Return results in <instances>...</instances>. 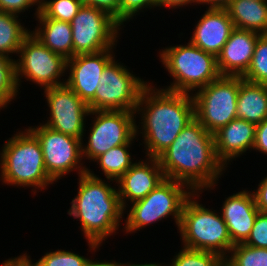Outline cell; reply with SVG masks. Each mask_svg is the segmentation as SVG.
Masks as SVG:
<instances>
[{"label": "cell", "mask_w": 267, "mask_h": 266, "mask_svg": "<svg viewBox=\"0 0 267 266\" xmlns=\"http://www.w3.org/2000/svg\"><path fill=\"white\" fill-rule=\"evenodd\" d=\"M165 178L186 184L193 192L213 189L225 170L214 135L194 118L158 157Z\"/></svg>", "instance_id": "1"}, {"label": "cell", "mask_w": 267, "mask_h": 266, "mask_svg": "<svg viewBox=\"0 0 267 266\" xmlns=\"http://www.w3.org/2000/svg\"><path fill=\"white\" fill-rule=\"evenodd\" d=\"M190 94L156 89L149 84L142 90L135 114L142 117L140 134L146 156L158 158L195 118L194 100Z\"/></svg>", "instance_id": "2"}, {"label": "cell", "mask_w": 267, "mask_h": 266, "mask_svg": "<svg viewBox=\"0 0 267 266\" xmlns=\"http://www.w3.org/2000/svg\"><path fill=\"white\" fill-rule=\"evenodd\" d=\"M78 177V194L71 201L68 214L79 219L90 250L96 251L103 240L116 233L124 209L117 189L90 169Z\"/></svg>", "instance_id": "3"}, {"label": "cell", "mask_w": 267, "mask_h": 266, "mask_svg": "<svg viewBox=\"0 0 267 266\" xmlns=\"http://www.w3.org/2000/svg\"><path fill=\"white\" fill-rule=\"evenodd\" d=\"M2 147L0 178L7 185L44 189L53 180L48 176L42 148L37 137L27 128L16 132Z\"/></svg>", "instance_id": "4"}, {"label": "cell", "mask_w": 267, "mask_h": 266, "mask_svg": "<svg viewBox=\"0 0 267 266\" xmlns=\"http://www.w3.org/2000/svg\"><path fill=\"white\" fill-rule=\"evenodd\" d=\"M199 194L201 192H193L182 208L178 230L182 237L180 239L184 244L183 247L214 252L225 259L234 246L227 225L222 216L215 213V210L205 208L196 201Z\"/></svg>", "instance_id": "5"}, {"label": "cell", "mask_w": 267, "mask_h": 266, "mask_svg": "<svg viewBox=\"0 0 267 266\" xmlns=\"http://www.w3.org/2000/svg\"><path fill=\"white\" fill-rule=\"evenodd\" d=\"M160 59L173 78L165 90L188 93L198 90L221 76L217 57L207 53L190 41L187 45L170 46L162 50Z\"/></svg>", "instance_id": "6"}, {"label": "cell", "mask_w": 267, "mask_h": 266, "mask_svg": "<svg viewBox=\"0 0 267 266\" xmlns=\"http://www.w3.org/2000/svg\"><path fill=\"white\" fill-rule=\"evenodd\" d=\"M192 193L186 184L165 178L145 198L131 203L123 228L135 233L169 215L179 228L183 205Z\"/></svg>", "instance_id": "7"}, {"label": "cell", "mask_w": 267, "mask_h": 266, "mask_svg": "<svg viewBox=\"0 0 267 266\" xmlns=\"http://www.w3.org/2000/svg\"><path fill=\"white\" fill-rule=\"evenodd\" d=\"M239 76H220L192 94L194 116L211 134L237 118Z\"/></svg>", "instance_id": "8"}, {"label": "cell", "mask_w": 267, "mask_h": 266, "mask_svg": "<svg viewBox=\"0 0 267 266\" xmlns=\"http://www.w3.org/2000/svg\"><path fill=\"white\" fill-rule=\"evenodd\" d=\"M117 62L113 58L104 68L95 95L87 103L90 111L135 112L142 90L148 84Z\"/></svg>", "instance_id": "9"}, {"label": "cell", "mask_w": 267, "mask_h": 266, "mask_svg": "<svg viewBox=\"0 0 267 266\" xmlns=\"http://www.w3.org/2000/svg\"><path fill=\"white\" fill-rule=\"evenodd\" d=\"M18 54L19 59L15 60L18 88L22 77L42 86L43 90L65 85V80L61 81L60 78L68 72L67 60L52 52L32 33L23 40Z\"/></svg>", "instance_id": "10"}, {"label": "cell", "mask_w": 267, "mask_h": 266, "mask_svg": "<svg viewBox=\"0 0 267 266\" xmlns=\"http://www.w3.org/2000/svg\"><path fill=\"white\" fill-rule=\"evenodd\" d=\"M73 56L115 48L121 24L108 12L82 5L70 22Z\"/></svg>", "instance_id": "11"}, {"label": "cell", "mask_w": 267, "mask_h": 266, "mask_svg": "<svg viewBox=\"0 0 267 266\" xmlns=\"http://www.w3.org/2000/svg\"><path fill=\"white\" fill-rule=\"evenodd\" d=\"M88 115H95L93 126L90 130L88 143H82V157L95 160L109 149L132 143L138 132L134 118L135 112L131 111H89ZM135 115V116H134Z\"/></svg>", "instance_id": "12"}, {"label": "cell", "mask_w": 267, "mask_h": 266, "mask_svg": "<svg viewBox=\"0 0 267 266\" xmlns=\"http://www.w3.org/2000/svg\"><path fill=\"white\" fill-rule=\"evenodd\" d=\"M28 129L39 140L47 174L54 182L74 169L78 170V176L88 171L80 163L83 159L81 139L60 133L44 124Z\"/></svg>", "instance_id": "13"}, {"label": "cell", "mask_w": 267, "mask_h": 266, "mask_svg": "<svg viewBox=\"0 0 267 266\" xmlns=\"http://www.w3.org/2000/svg\"><path fill=\"white\" fill-rule=\"evenodd\" d=\"M44 90L50 109V117L44 125L83 142L84 122L90 111L88 104L66 85Z\"/></svg>", "instance_id": "14"}, {"label": "cell", "mask_w": 267, "mask_h": 266, "mask_svg": "<svg viewBox=\"0 0 267 266\" xmlns=\"http://www.w3.org/2000/svg\"><path fill=\"white\" fill-rule=\"evenodd\" d=\"M112 49L78 54L67 60L66 69L69 70V76L65 85L86 103L94 97L104 68L115 57Z\"/></svg>", "instance_id": "15"}, {"label": "cell", "mask_w": 267, "mask_h": 266, "mask_svg": "<svg viewBox=\"0 0 267 266\" xmlns=\"http://www.w3.org/2000/svg\"><path fill=\"white\" fill-rule=\"evenodd\" d=\"M147 160L145 162L143 160L135 162L116 181V183H118L117 192L120 203L124 210H126L127 207V199L130 203H133L145 198L165 179L158 158L148 157Z\"/></svg>", "instance_id": "16"}, {"label": "cell", "mask_w": 267, "mask_h": 266, "mask_svg": "<svg viewBox=\"0 0 267 266\" xmlns=\"http://www.w3.org/2000/svg\"><path fill=\"white\" fill-rule=\"evenodd\" d=\"M254 31L234 28L221 53L217 66L221 76L242 77L250 66L258 37Z\"/></svg>", "instance_id": "17"}, {"label": "cell", "mask_w": 267, "mask_h": 266, "mask_svg": "<svg viewBox=\"0 0 267 266\" xmlns=\"http://www.w3.org/2000/svg\"><path fill=\"white\" fill-rule=\"evenodd\" d=\"M221 210L220 215L227 225L233 245L244 243L260 212L253 193L243 190L229 196L224 201Z\"/></svg>", "instance_id": "18"}, {"label": "cell", "mask_w": 267, "mask_h": 266, "mask_svg": "<svg viewBox=\"0 0 267 266\" xmlns=\"http://www.w3.org/2000/svg\"><path fill=\"white\" fill-rule=\"evenodd\" d=\"M197 22L190 42L217 57L234 29L227 10L208 8Z\"/></svg>", "instance_id": "19"}, {"label": "cell", "mask_w": 267, "mask_h": 266, "mask_svg": "<svg viewBox=\"0 0 267 266\" xmlns=\"http://www.w3.org/2000/svg\"><path fill=\"white\" fill-rule=\"evenodd\" d=\"M255 133V124L236 118L213 134L216 155L225 167L230 160L253 149Z\"/></svg>", "instance_id": "20"}, {"label": "cell", "mask_w": 267, "mask_h": 266, "mask_svg": "<svg viewBox=\"0 0 267 266\" xmlns=\"http://www.w3.org/2000/svg\"><path fill=\"white\" fill-rule=\"evenodd\" d=\"M41 24L31 33L52 52L66 60L73 57L72 28L69 22L47 18L41 11L36 16Z\"/></svg>", "instance_id": "21"}, {"label": "cell", "mask_w": 267, "mask_h": 266, "mask_svg": "<svg viewBox=\"0 0 267 266\" xmlns=\"http://www.w3.org/2000/svg\"><path fill=\"white\" fill-rule=\"evenodd\" d=\"M237 118L255 125L267 118V84L253 83L239 76Z\"/></svg>", "instance_id": "22"}, {"label": "cell", "mask_w": 267, "mask_h": 266, "mask_svg": "<svg viewBox=\"0 0 267 266\" xmlns=\"http://www.w3.org/2000/svg\"><path fill=\"white\" fill-rule=\"evenodd\" d=\"M225 9L234 28L267 34V0H232Z\"/></svg>", "instance_id": "23"}, {"label": "cell", "mask_w": 267, "mask_h": 266, "mask_svg": "<svg viewBox=\"0 0 267 266\" xmlns=\"http://www.w3.org/2000/svg\"><path fill=\"white\" fill-rule=\"evenodd\" d=\"M19 15L0 11V54H18L23 40L31 33L23 27ZM10 53V54H9Z\"/></svg>", "instance_id": "24"}, {"label": "cell", "mask_w": 267, "mask_h": 266, "mask_svg": "<svg viewBox=\"0 0 267 266\" xmlns=\"http://www.w3.org/2000/svg\"><path fill=\"white\" fill-rule=\"evenodd\" d=\"M131 144L111 148L94 160L110 182H116L134 164L128 150Z\"/></svg>", "instance_id": "25"}, {"label": "cell", "mask_w": 267, "mask_h": 266, "mask_svg": "<svg viewBox=\"0 0 267 266\" xmlns=\"http://www.w3.org/2000/svg\"><path fill=\"white\" fill-rule=\"evenodd\" d=\"M229 254L231 256L224 259V266H267L266 248H256L242 243L234 245Z\"/></svg>", "instance_id": "26"}, {"label": "cell", "mask_w": 267, "mask_h": 266, "mask_svg": "<svg viewBox=\"0 0 267 266\" xmlns=\"http://www.w3.org/2000/svg\"><path fill=\"white\" fill-rule=\"evenodd\" d=\"M11 57L0 54V109L7 107L18 94L15 59Z\"/></svg>", "instance_id": "27"}, {"label": "cell", "mask_w": 267, "mask_h": 266, "mask_svg": "<svg viewBox=\"0 0 267 266\" xmlns=\"http://www.w3.org/2000/svg\"><path fill=\"white\" fill-rule=\"evenodd\" d=\"M242 78L253 83L267 84V34L258 37L250 66Z\"/></svg>", "instance_id": "28"}, {"label": "cell", "mask_w": 267, "mask_h": 266, "mask_svg": "<svg viewBox=\"0 0 267 266\" xmlns=\"http://www.w3.org/2000/svg\"><path fill=\"white\" fill-rule=\"evenodd\" d=\"M161 266H224V259L214 252L183 247L172 259V264Z\"/></svg>", "instance_id": "29"}, {"label": "cell", "mask_w": 267, "mask_h": 266, "mask_svg": "<svg viewBox=\"0 0 267 266\" xmlns=\"http://www.w3.org/2000/svg\"><path fill=\"white\" fill-rule=\"evenodd\" d=\"M81 6V0H40V11L47 18L69 23Z\"/></svg>", "instance_id": "30"}, {"label": "cell", "mask_w": 267, "mask_h": 266, "mask_svg": "<svg viewBox=\"0 0 267 266\" xmlns=\"http://www.w3.org/2000/svg\"><path fill=\"white\" fill-rule=\"evenodd\" d=\"M88 258L74 252L59 250L47 252L36 263V266H83Z\"/></svg>", "instance_id": "31"}, {"label": "cell", "mask_w": 267, "mask_h": 266, "mask_svg": "<svg viewBox=\"0 0 267 266\" xmlns=\"http://www.w3.org/2000/svg\"><path fill=\"white\" fill-rule=\"evenodd\" d=\"M157 7V0H119V23L130 21L144 8Z\"/></svg>", "instance_id": "32"}, {"label": "cell", "mask_w": 267, "mask_h": 266, "mask_svg": "<svg viewBox=\"0 0 267 266\" xmlns=\"http://www.w3.org/2000/svg\"><path fill=\"white\" fill-rule=\"evenodd\" d=\"M244 244L267 249V213L259 212Z\"/></svg>", "instance_id": "33"}, {"label": "cell", "mask_w": 267, "mask_h": 266, "mask_svg": "<svg viewBox=\"0 0 267 266\" xmlns=\"http://www.w3.org/2000/svg\"><path fill=\"white\" fill-rule=\"evenodd\" d=\"M37 5L35 16L40 11V0H0V11L19 15L31 6Z\"/></svg>", "instance_id": "34"}, {"label": "cell", "mask_w": 267, "mask_h": 266, "mask_svg": "<svg viewBox=\"0 0 267 266\" xmlns=\"http://www.w3.org/2000/svg\"><path fill=\"white\" fill-rule=\"evenodd\" d=\"M82 5L102 9L119 22V0H81Z\"/></svg>", "instance_id": "35"}, {"label": "cell", "mask_w": 267, "mask_h": 266, "mask_svg": "<svg viewBox=\"0 0 267 266\" xmlns=\"http://www.w3.org/2000/svg\"><path fill=\"white\" fill-rule=\"evenodd\" d=\"M253 149L267 154V118L256 125Z\"/></svg>", "instance_id": "36"}, {"label": "cell", "mask_w": 267, "mask_h": 266, "mask_svg": "<svg viewBox=\"0 0 267 266\" xmlns=\"http://www.w3.org/2000/svg\"><path fill=\"white\" fill-rule=\"evenodd\" d=\"M256 191H252L256 206L262 213H267V176L258 184Z\"/></svg>", "instance_id": "37"}, {"label": "cell", "mask_w": 267, "mask_h": 266, "mask_svg": "<svg viewBox=\"0 0 267 266\" xmlns=\"http://www.w3.org/2000/svg\"><path fill=\"white\" fill-rule=\"evenodd\" d=\"M27 253L5 260L1 266H36Z\"/></svg>", "instance_id": "38"}, {"label": "cell", "mask_w": 267, "mask_h": 266, "mask_svg": "<svg viewBox=\"0 0 267 266\" xmlns=\"http://www.w3.org/2000/svg\"><path fill=\"white\" fill-rule=\"evenodd\" d=\"M199 4V0H157V7L179 8L187 4Z\"/></svg>", "instance_id": "39"}, {"label": "cell", "mask_w": 267, "mask_h": 266, "mask_svg": "<svg viewBox=\"0 0 267 266\" xmlns=\"http://www.w3.org/2000/svg\"><path fill=\"white\" fill-rule=\"evenodd\" d=\"M232 0H199V4H208V8L225 9Z\"/></svg>", "instance_id": "40"}, {"label": "cell", "mask_w": 267, "mask_h": 266, "mask_svg": "<svg viewBox=\"0 0 267 266\" xmlns=\"http://www.w3.org/2000/svg\"><path fill=\"white\" fill-rule=\"evenodd\" d=\"M161 265L162 264H159V263L156 264L155 262L154 263H144V264H139V263L138 264H135V263L134 264H132V263L131 264L130 263L125 264V263H117L116 261L115 262L110 261V264H109V266H161Z\"/></svg>", "instance_id": "41"}, {"label": "cell", "mask_w": 267, "mask_h": 266, "mask_svg": "<svg viewBox=\"0 0 267 266\" xmlns=\"http://www.w3.org/2000/svg\"><path fill=\"white\" fill-rule=\"evenodd\" d=\"M109 264H110L109 261L100 262L99 260L93 261V260L87 259L83 266H109Z\"/></svg>", "instance_id": "42"}]
</instances>
